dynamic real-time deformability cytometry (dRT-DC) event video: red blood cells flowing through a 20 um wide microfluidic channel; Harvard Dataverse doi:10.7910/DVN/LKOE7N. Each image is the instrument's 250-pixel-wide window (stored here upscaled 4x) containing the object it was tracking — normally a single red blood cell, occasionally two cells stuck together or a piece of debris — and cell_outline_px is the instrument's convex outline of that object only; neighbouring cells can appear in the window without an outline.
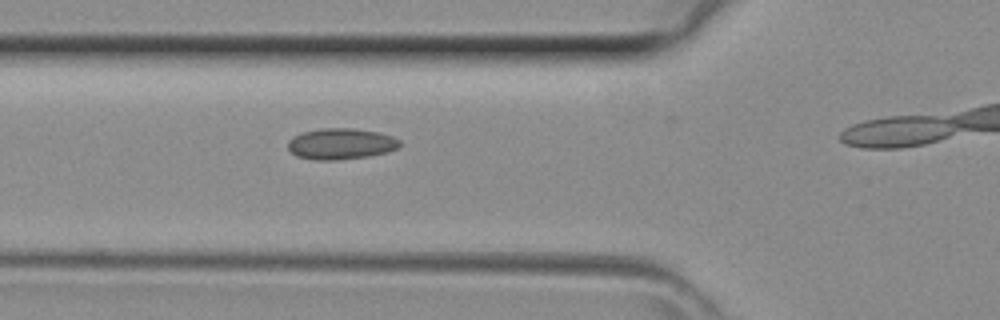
{"species": "common noctule bat (a hibernating species)", "species_latin": "Nyctalus noctula", "temperature_condition": "room temperature", "stored_images_in_passage": 10, "camera_frame_rate_fps": 3000, "um_per_image_px": 0.085, "animal": {"sex": "female", "body_mass_g": 29.2, "forearm_length_mm": 56.3}, "frame": {"image": 1, "passage_image": 4, "time_ms": 1.0, "image_size_px": [1000, 320], "cell_outline_px": [[400, 144], [396, 148], [388, 152], [368, 156], [336, 160], [316, 160], [296, 156], [288, 148], [288, 140], [292, 136], [300, 132], [324, 128], [352, 128], [380, 132], [392, 136], [400, 140]], "centroid_in_image_um": [28.95, 12.22], "position_along_channel_um": 96.8, "area_um2": 20.35}}
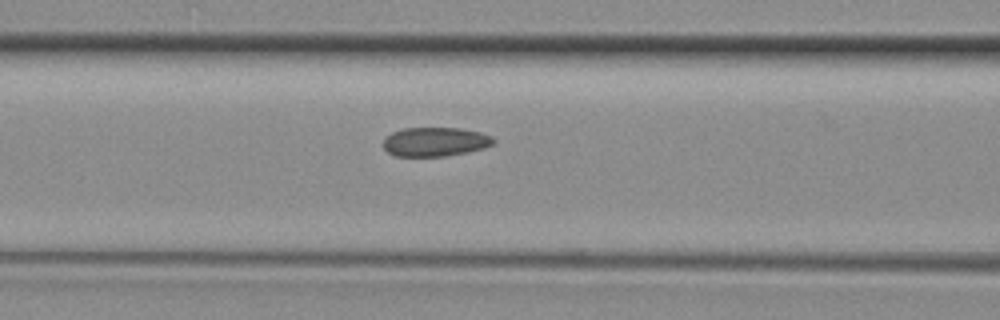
{"frame": {"image": 2, "passage_image": 6, "time_ms": 1.667, "image_size_px": [1000, 320], "cell_outline_px": [[496, 140], [492, 144], [484, 148], [468, 152], [444, 156], [396, 156], [388, 152], [384, 148], [384, 136], [392, 132], [404, 128], [460, 128], [480, 132], [492, 136]], "centroid_in_image_um": [36.99, 12.05], "position_along_channel_um": 129.6, "area_um2": 18.73}}
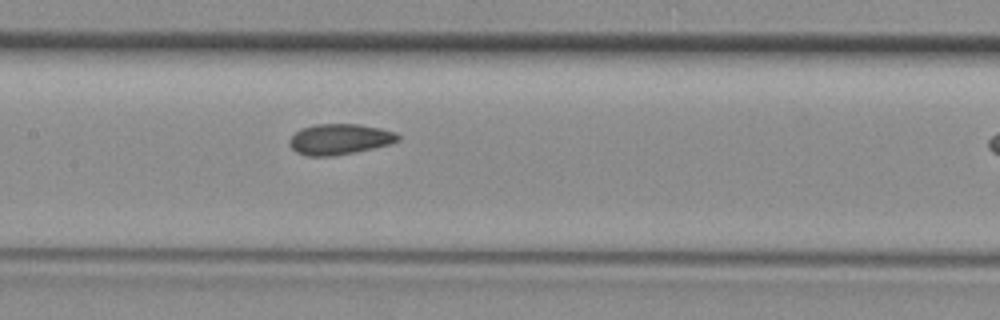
{"frame": {"image": 3, "passage_image": 9, "time_ms": 2.667, "image_size_px": [1000, 320], "cell_outline_px": [[400, 140], [388, 144], [372, 148], [332, 156], [308, 156], [296, 152], [288, 144], [288, 140], [300, 128], [316, 124], [360, 124], [380, 128], [396, 132], [400, 136]], "centroid_in_image_um": [28.84, 11.82], "position_along_channel_um": 178.6, "area_um2": 19.36}}